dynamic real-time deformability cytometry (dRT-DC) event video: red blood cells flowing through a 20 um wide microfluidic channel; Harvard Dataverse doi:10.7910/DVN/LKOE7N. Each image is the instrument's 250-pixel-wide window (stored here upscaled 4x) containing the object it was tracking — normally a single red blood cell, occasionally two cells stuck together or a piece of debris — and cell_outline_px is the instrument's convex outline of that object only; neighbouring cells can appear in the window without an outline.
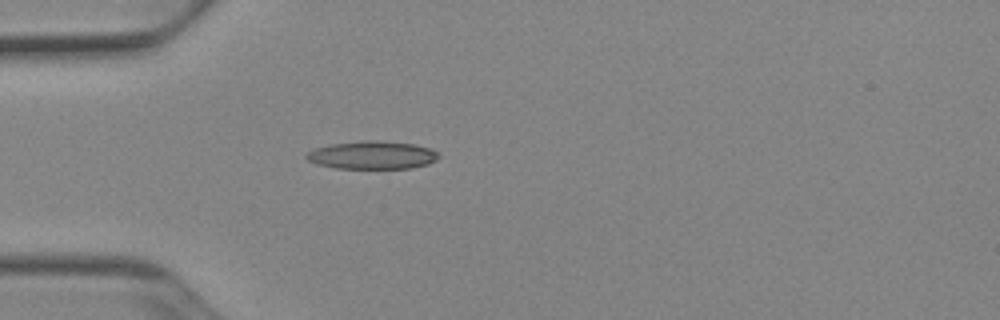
{"species": "Egyptian fruit bat (a non-hibernating species)", "species_latin": "Rousettus aegyptiacus", "temperature_condition": "cold", "stored_images_in_passage": 33, "camera_frame_rate_fps": 3000, "um_per_image_px": 0.085, "animal": {"sex": "female"}, "frame": {"image": 1, "passage_image": 1, "time_ms": 0.0, "image_size_px": [1000, 320], "cell_outline_px": [[440, 156], [436, 160], [428, 164], [412, 168], [336, 168], [316, 164], [308, 160], [304, 156], [308, 152], [316, 148], [332, 144], [364, 140], [380, 140], [416, 144], [432, 148]], "centroid_in_image_um": [31.67, 13.17], "position_along_channel_um": 53.3, "area_um2": 21.68}}
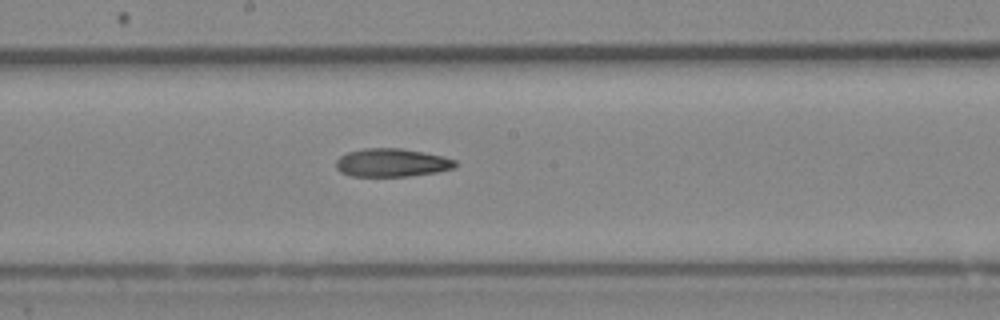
{"frame": {"image": 2, "passage_image": 14, "time_ms": 4.333, "image_size_px": [1000, 320], "cell_outline_px": [[456, 168], [436, 172], [408, 176], [352, 176], [340, 172], [336, 168], [336, 160], [340, 156], [348, 152], [364, 148], [400, 148], [424, 152], [444, 156], [456, 160]], "centroid_in_image_um": [33.31, 13.82], "position_along_channel_um": 214.9, "area_um2": 19.71}}
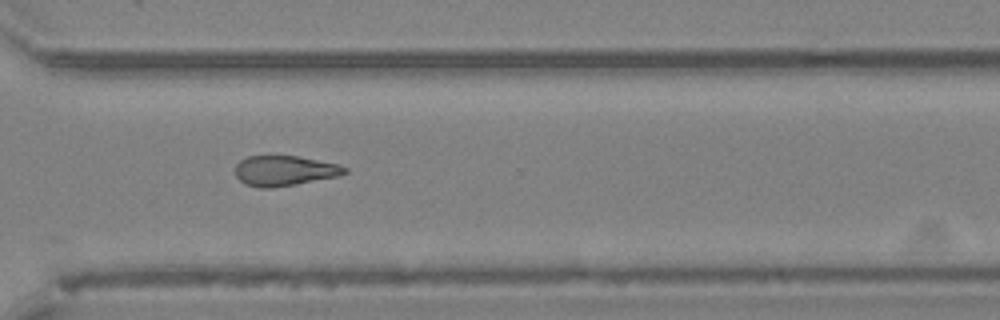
{"frame": {"image": 3, "passage_image": 24, "time_ms": 7.667, "image_size_px": [1000, 320], "cell_outline_px": [[348, 172], [340, 176], [296, 184], [272, 188], [260, 188], [244, 184], [236, 176], [236, 164], [240, 160], [248, 156], [296, 156], [336, 164], [348, 168]], "centroid_in_image_um": [24.17, 14.52], "position_along_channel_um": 346.4, "area_um2": 19.19}, "authors_computed_cell_mechanics": {"area_um2": 20.3456, "velocity_mm_per_s": 3.9403, "shape_relaxation_time_tau1_ms": 8.178, "shape_relaxation_time_tau2_ms": null, "deformation_change_tau1": 0.1866, "deformation_change_tau2": null}}